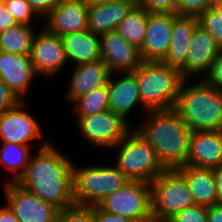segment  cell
I'll list each match as a JSON object with an SVG mask.
<instances>
[{
    "label": "cell",
    "instance_id": "6da1fadb",
    "mask_svg": "<svg viewBox=\"0 0 222 222\" xmlns=\"http://www.w3.org/2000/svg\"><path fill=\"white\" fill-rule=\"evenodd\" d=\"M53 141L32 154L25 172L16 183L61 210L75 205L73 197L75 160L73 156L70 157V153L69 155L67 151L65 153V149H60V145Z\"/></svg>",
    "mask_w": 222,
    "mask_h": 222
},
{
    "label": "cell",
    "instance_id": "7a4b0ae2",
    "mask_svg": "<svg viewBox=\"0 0 222 222\" xmlns=\"http://www.w3.org/2000/svg\"><path fill=\"white\" fill-rule=\"evenodd\" d=\"M134 128L155 149L165 168L186 164L192 130L174 108L148 110Z\"/></svg>",
    "mask_w": 222,
    "mask_h": 222
},
{
    "label": "cell",
    "instance_id": "3957f363",
    "mask_svg": "<svg viewBox=\"0 0 222 222\" xmlns=\"http://www.w3.org/2000/svg\"><path fill=\"white\" fill-rule=\"evenodd\" d=\"M174 109L192 131L222 130V90L204 78L183 81Z\"/></svg>",
    "mask_w": 222,
    "mask_h": 222
},
{
    "label": "cell",
    "instance_id": "277c9868",
    "mask_svg": "<svg viewBox=\"0 0 222 222\" xmlns=\"http://www.w3.org/2000/svg\"><path fill=\"white\" fill-rule=\"evenodd\" d=\"M133 73L142 104L147 110L174 108L185 80L179 68L163 62L143 61Z\"/></svg>",
    "mask_w": 222,
    "mask_h": 222
},
{
    "label": "cell",
    "instance_id": "5b68a950",
    "mask_svg": "<svg viewBox=\"0 0 222 222\" xmlns=\"http://www.w3.org/2000/svg\"><path fill=\"white\" fill-rule=\"evenodd\" d=\"M104 163V164H103ZM97 164L73 165V197L76 205L94 206L124 187L130 180L110 160ZM85 164V165H84ZM84 165V166H83Z\"/></svg>",
    "mask_w": 222,
    "mask_h": 222
},
{
    "label": "cell",
    "instance_id": "8992f818",
    "mask_svg": "<svg viewBox=\"0 0 222 222\" xmlns=\"http://www.w3.org/2000/svg\"><path fill=\"white\" fill-rule=\"evenodd\" d=\"M109 151L115 155L111 161L130 181L150 183L166 169L155 149L134 127Z\"/></svg>",
    "mask_w": 222,
    "mask_h": 222
},
{
    "label": "cell",
    "instance_id": "52a82bcc",
    "mask_svg": "<svg viewBox=\"0 0 222 222\" xmlns=\"http://www.w3.org/2000/svg\"><path fill=\"white\" fill-rule=\"evenodd\" d=\"M150 186L154 222L168 220L176 213L195 205L188 183L177 168H166L150 182Z\"/></svg>",
    "mask_w": 222,
    "mask_h": 222
},
{
    "label": "cell",
    "instance_id": "ba28073f",
    "mask_svg": "<svg viewBox=\"0 0 222 222\" xmlns=\"http://www.w3.org/2000/svg\"><path fill=\"white\" fill-rule=\"evenodd\" d=\"M74 124L78 131V138L84 145L97 149L98 153L109 152L116 146L133 128L121 116L113 113L110 109L86 117H74ZM81 136V137H80ZM86 143V144H85Z\"/></svg>",
    "mask_w": 222,
    "mask_h": 222
},
{
    "label": "cell",
    "instance_id": "9c48e42d",
    "mask_svg": "<svg viewBox=\"0 0 222 222\" xmlns=\"http://www.w3.org/2000/svg\"><path fill=\"white\" fill-rule=\"evenodd\" d=\"M31 105L29 101H20L0 115V142L33 146L36 150L51 142L50 137L44 138V128L39 118H36L29 109ZM35 140H38L39 144L37 142L35 144Z\"/></svg>",
    "mask_w": 222,
    "mask_h": 222
},
{
    "label": "cell",
    "instance_id": "30bf717a",
    "mask_svg": "<svg viewBox=\"0 0 222 222\" xmlns=\"http://www.w3.org/2000/svg\"><path fill=\"white\" fill-rule=\"evenodd\" d=\"M103 211L121 215L133 222H151V186L143 181H130L97 204Z\"/></svg>",
    "mask_w": 222,
    "mask_h": 222
},
{
    "label": "cell",
    "instance_id": "8fae6325",
    "mask_svg": "<svg viewBox=\"0 0 222 222\" xmlns=\"http://www.w3.org/2000/svg\"><path fill=\"white\" fill-rule=\"evenodd\" d=\"M30 56L37 75L49 82H54L63 70L67 71L69 68L62 38L50 33L43 26L33 37Z\"/></svg>",
    "mask_w": 222,
    "mask_h": 222
},
{
    "label": "cell",
    "instance_id": "7c38bea8",
    "mask_svg": "<svg viewBox=\"0 0 222 222\" xmlns=\"http://www.w3.org/2000/svg\"><path fill=\"white\" fill-rule=\"evenodd\" d=\"M4 202L20 222H57L59 208L16 182L1 183Z\"/></svg>",
    "mask_w": 222,
    "mask_h": 222
},
{
    "label": "cell",
    "instance_id": "4fadbf2b",
    "mask_svg": "<svg viewBox=\"0 0 222 222\" xmlns=\"http://www.w3.org/2000/svg\"><path fill=\"white\" fill-rule=\"evenodd\" d=\"M108 90L109 109L113 113L121 116L132 127H135L137 121H134V119L130 117L131 114L138 116L137 113H139V110L141 111L139 114L141 117L138 119L139 123L142 117L148 112L140 98L136 75L133 72L111 73L108 80Z\"/></svg>",
    "mask_w": 222,
    "mask_h": 222
},
{
    "label": "cell",
    "instance_id": "5bb4252c",
    "mask_svg": "<svg viewBox=\"0 0 222 222\" xmlns=\"http://www.w3.org/2000/svg\"><path fill=\"white\" fill-rule=\"evenodd\" d=\"M221 47L211 33L198 25L192 35L185 63L179 68L185 79L204 78L211 69Z\"/></svg>",
    "mask_w": 222,
    "mask_h": 222
},
{
    "label": "cell",
    "instance_id": "9a60e30c",
    "mask_svg": "<svg viewBox=\"0 0 222 222\" xmlns=\"http://www.w3.org/2000/svg\"><path fill=\"white\" fill-rule=\"evenodd\" d=\"M0 78L20 101H28L29 94L32 93L30 89L35 83L33 81L39 80L30 55L3 51H0Z\"/></svg>",
    "mask_w": 222,
    "mask_h": 222
},
{
    "label": "cell",
    "instance_id": "2e32d148",
    "mask_svg": "<svg viewBox=\"0 0 222 222\" xmlns=\"http://www.w3.org/2000/svg\"><path fill=\"white\" fill-rule=\"evenodd\" d=\"M99 37L102 60L111 73L133 72L143 63L140 49L129 43L117 30Z\"/></svg>",
    "mask_w": 222,
    "mask_h": 222
},
{
    "label": "cell",
    "instance_id": "e0dca14e",
    "mask_svg": "<svg viewBox=\"0 0 222 222\" xmlns=\"http://www.w3.org/2000/svg\"><path fill=\"white\" fill-rule=\"evenodd\" d=\"M71 69V70H70ZM70 71V74H68ZM64 72L68 84L64 92L65 102L72 104L77 98L93 91L101 85L108 84L111 72L102 59L86 64L75 65Z\"/></svg>",
    "mask_w": 222,
    "mask_h": 222
},
{
    "label": "cell",
    "instance_id": "ac0fdd59",
    "mask_svg": "<svg viewBox=\"0 0 222 222\" xmlns=\"http://www.w3.org/2000/svg\"><path fill=\"white\" fill-rule=\"evenodd\" d=\"M174 13H150L146 34L140 48L143 61L161 62L169 49Z\"/></svg>",
    "mask_w": 222,
    "mask_h": 222
},
{
    "label": "cell",
    "instance_id": "d6986e66",
    "mask_svg": "<svg viewBox=\"0 0 222 222\" xmlns=\"http://www.w3.org/2000/svg\"><path fill=\"white\" fill-rule=\"evenodd\" d=\"M88 7L81 0L63 2L43 19V27L62 37L65 34L88 30Z\"/></svg>",
    "mask_w": 222,
    "mask_h": 222
},
{
    "label": "cell",
    "instance_id": "ffe728a7",
    "mask_svg": "<svg viewBox=\"0 0 222 222\" xmlns=\"http://www.w3.org/2000/svg\"><path fill=\"white\" fill-rule=\"evenodd\" d=\"M185 165L206 169L222 165V130L192 131Z\"/></svg>",
    "mask_w": 222,
    "mask_h": 222
},
{
    "label": "cell",
    "instance_id": "44dd1931",
    "mask_svg": "<svg viewBox=\"0 0 222 222\" xmlns=\"http://www.w3.org/2000/svg\"><path fill=\"white\" fill-rule=\"evenodd\" d=\"M198 25L196 16L174 14L171 42L168 52L161 62L180 68L186 61L189 44Z\"/></svg>",
    "mask_w": 222,
    "mask_h": 222
},
{
    "label": "cell",
    "instance_id": "7402d4cb",
    "mask_svg": "<svg viewBox=\"0 0 222 222\" xmlns=\"http://www.w3.org/2000/svg\"><path fill=\"white\" fill-rule=\"evenodd\" d=\"M61 38L69 67L102 59L100 37L98 34L84 30L65 34Z\"/></svg>",
    "mask_w": 222,
    "mask_h": 222
},
{
    "label": "cell",
    "instance_id": "603a6c76",
    "mask_svg": "<svg viewBox=\"0 0 222 222\" xmlns=\"http://www.w3.org/2000/svg\"><path fill=\"white\" fill-rule=\"evenodd\" d=\"M177 169L184 175L195 204L212 206L218 203L214 169L182 165Z\"/></svg>",
    "mask_w": 222,
    "mask_h": 222
},
{
    "label": "cell",
    "instance_id": "cb8c5ba5",
    "mask_svg": "<svg viewBox=\"0 0 222 222\" xmlns=\"http://www.w3.org/2000/svg\"><path fill=\"white\" fill-rule=\"evenodd\" d=\"M133 7V4L125 1L88 7V30L98 35L116 30Z\"/></svg>",
    "mask_w": 222,
    "mask_h": 222
},
{
    "label": "cell",
    "instance_id": "d4e9b609",
    "mask_svg": "<svg viewBox=\"0 0 222 222\" xmlns=\"http://www.w3.org/2000/svg\"><path fill=\"white\" fill-rule=\"evenodd\" d=\"M0 144V168L2 172L10 173L9 176L5 172L4 174H0L4 179L0 184L16 182L25 172L30 158L36 149H33V146H25L17 143L0 142Z\"/></svg>",
    "mask_w": 222,
    "mask_h": 222
},
{
    "label": "cell",
    "instance_id": "484cf974",
    "mask_svg": "<svg viewBox=\"0 0 222 222\" xmlns=\"http://www.w3.org/2000/svg\"><path fill=\"white\" fill-rule=\"evenodd\" d=\"M39 25L16 24L13 27L0 32V51L30 55L32 40L36 31L42 27Z\"/></svg>",
    "mask_w": 222,
    "mask_h": 222
},
{
    "label": "cell",
    "instance_id": "4316f807",
    "mask_svg": "<svg viewBox=\"0 0 222 222\" xmlns=\"http://www.w3.org/2000/svg\"><path fill=\"white\" fill-rule=\"evenodd\" d=\"M148 14L143 7L134 6L116 29L129 43L139 49L146 34Z\"/></svg>",
    "mask_w": 222,
    "mask_h": 222
},
{
    "label": "cell",
    "instance_id": "83f0119b",
    "mask_svg": "<svg viewBox=\"0 0 222 222\" xmlns=\"http://www.w3.org/2000/svg\"><path fill=\"white\" fill-rule=\"evenodd\" d=\"M71 106H73L71 115L75 117H86L109 109L108 84L101 85L77 98Z\"/></svg>",
    "mask_w": 222,
    "mask_h": 222
},
{
    "label": "cell",
    "instance_id": "f1b7e54d",
    "mask_svg": "<svg viewBox=\"0 0 222 222\" xmlns=\"http://www.w3.org/2000/svg\"><path fill=\"white\" fill-rule=\"evenodd\" d=\"M5 7L18 24H43L27 0H5Z\"/></svg>",
    "mask_w": 222,
    "mask_h": 222
},
{
    "label": "cell",
    "instance_id": "f546056e",
    "mask_svg": "<svg viewBox=\"0 0 222 222\" xmlns=\"http://www.w3.org/2000/svg\"><path fill=\"white\" fill-rule=\"evenodd\" d=\"M57 222H96L95 205H73L59 210Z\"/></svg>",
    "mask_w": 222,
    "mask_h": 222
},
{
    "label": "cell",
    "instance_id": "4dcf8cb0",
    "mask_svg": "<svg viewBox=\"0 0 222 222\" xmlns=\"http://www.w3.org/2000/svg\"><path fill=\"white\" fill-rule=\"evenodd\" d=\"M199 25L212 34L217 44L222 48V16L211 7L198 16Z\"/></svg>",
    "mask_w": 222,
    "mask_h": 222
},
{
    "label": "cell",
    "instance_id": "1f68e13d",
    "mask_svg": "<svg viewBox=\"0 0 222 222\" xmlns=\"http://www.w3.org/2000/svg\"><path fill=\"white\" fill-rule=\"evenodd\" d=\"M215 0H176L178 15L198 17L207 9L213 7Z\"/></svg>",
    "mask_w": 222,
    "mask_h": 222
},
{
    "label": "cell",
    "instance_id": "d6a6232c",
    "mask_svg": "<svg viewBox=\"0 0 222 222\" xmlns=\"http://www.w3.org/2000/svg\"><path fill=\"white\" fill-rule=\"evenodd\" d=\"M170 220L172 222H208L207 207L195 204L176 213Z\"/></svg>",
    "mask_w": 222,
    "mask_h": 222
},
{
    "label": "cell",
    "instance_id": "836d02e7",
    "mask_svg": "<svg viewBox=\"0 0 222 222\" xmlns=\"http://www.w3.org/2000/svg\"><path fill=\"white\" fill-rule=\"evenodd\" d=\"M138 6L150 13L177 14L176 0H139Z\"/></svg>",
    "mask_w": 222,
    "mask_h": 222
},
{
    "label": "cell",
    "instance_id": "e575fe53",
    "mask_svg": "<svg viewBox=\"0 0 222 222\" xmlns=\"http://www.w3.org/2000/svg\"><path fill=\"white\" fill-rule=\"evenodd\" d=\"M20 100L0 78V115L16 106Z\"/></svg>",
    "mask_w": 222,
    "mask_h": 222
},
{
    "label": "cell",
    "instance_id": "d590c367",
    "mask_svg": "<svg viewBox=\"0 0 222 222\" xmlns=\"http://www.w3.org/2000/svg\"><path fill=\"white\" fill-rule=\"evenodd\" d=\"M204 79L211 85L219 90H222V48L219 55L212 63L210 72Z\"/></svg>",
    "mask_w": 222,
    "mask_h": 222
},
{
    "label": "cell",
    "instance_id": "8d00e7d4",
    "mask_svg": "<svg viewBox=\"0 0 222 222\" xmlns=\"http://www.w3.org/2000/svg\"><path fill=\"white\" fill-rule=\"evenodd\" d=\"M34 12L43 20L56 9L63 0H27Z\"/></svg>",
    "mask_w": 222,
    "mask_h": 222
},
{
    "label": "cell",
    "instance_id": "74e56055",
    "mask_svg": "<svg viewBox=\"0 0 222 222\" xmlns=\"http://www.w3.org/2000/svg\"><path fill=\"white\" fill-rule=\"evenodd\" d=\"M95 219L96 222H133L125 216L103 211L98 205H95Z\"/></svg>",
    "mask_w": 222,
    "mask_h": 222
},
{
    "label": "cell",
    "instance_id": "f35d334b",
    "mask_svg": "<svg viewBox=\"0 0 222 222\" xmlns=\"http://www.w3.org/2000/svg\"><path fill=\"white\" fill-rule=\"evenodd\" d=\"M16 24V21L6 7L0 10V32H3Z\"/></svg>",
    "mask_w": 222,
    "mask_h": 222
},
{
    "label": "cell",
    "instance_id": "ab89813d",
    "mask_svg": "<svg viewBox=\"0 0 222 222\" xmlns=\"http://www.w3.org/2000/svg\"><path fill=\"white\" fill-rule=\"evenodd\" d=\"M208 222H222V203L207 207Z\"/></svg>",
    "mask_w": 222,
    "mask_h": 222
},
{
    "label": "cell",
    "instance_id": "60d3db41",
    "mask_svg": "<svg viewBox=\"0 0 222 222\" xmlns=\"http://www.w3.org/2000/svg\"><path fill=\"white\" fill-rule=\"evenodd\" d=\"M0 222H20L6 202L0 203Z\"/></svg>",
    "mask_w": 222,
    "mask_h": 222
},
{
    "label": "cell",
    "instance_id": "b9f144b4",
    "mask_svg": "<svg viewBox=\"0 0 222 222\" xmlns=\"http://www.w3.org/2000/svg\"><path fill=\"white\" fill-rule=\"evenodd\" d=\"M218 203H222V165L214 169Z\"/></svg>",
    "mask_w": 222,
    "mask_h": 222
},
{
    "label": "cell",
    "instance_id": "7bdbcfd3",
    "mask_svg": "<svg viewBox=\"0 0 222 222\" xmlns=\"http://www.w3.org/2000/svg\"><path fill=\"white\" fill-rule=\"evenodd\" d=\"M83 4L87 7H93L97 5H104L114 0H81Z\"/></svg>",
    "mask_w": 222,
    "mask_h": 222
},
{
    "label": "cell",
    "instance_id": "ee69618b",
    "mask_svg": "<svg viewBox=\"0 0 222 222\" xmlns=\"http://www.w3.org/2000/svg\"><path fill=\"white\" fill-rule=\"evenodd\" d=\"M213 7L218 11V13L222 16V5L219 4L216 0L214 1Z\"/></svg>",
    "mask_w": 222,
    "mask_h": 222
},
{
    "label": "cell",
    "instance_id": "f6af8a7d",
    "mask_svg": "<svg viewBox=\"0 0 222 222\" xmlns=\"http://www.w3.org/2000/svg\"><path fill=\"white\" fill-rule=\"evenodd\" d=\"M114 1H125L133 4L134 6H138L139 0H114Z\"/></svg>",
    "mask_w": 222,
    "mask_h": 222
},
{
    "label": "cell",
    "instance_id": "bcb514c9",
    "mask_svg": "<svg viewBox=\"0 0 222 222\" xmlns=\"http://www.w3.org/2000/svg\"><path fill=\"white\" fill-rule=\"evenodd\" d=\"M5 7V0H0V10Z\"/></svg>",
    "mask_w": 222,
    "mask_h": 222
},
{
    "label": "cell",
    "instance_id": "7dc6e473",
    "mask_svg": "<svg viewBox=\"0 0 222 222\" xmlns=\"http://www.w3.org/2000/svg\"><path fill=\"white\" fill-rule=\"evenodd\" d=\"M161 222H172L170 219L168 220H164V221H161Z\"/></svg>",
    "mask_w": 222,
    "mask_h": 222
},
{
    "label": "cell",
    "instance_id": "c3c4849f",
    "mask_svg": "<svg viewBox=\"0 0 222 222\" xmlns=\"http://www.w3.org/2000/svg\"><path fill=\"white\" fill-rule=\"evenodd\" d=\"M219 4L222 5V0H216Z\"/></svg>",
    "mask_w": 222,
    "mask_h": 222
}]
</instances>
